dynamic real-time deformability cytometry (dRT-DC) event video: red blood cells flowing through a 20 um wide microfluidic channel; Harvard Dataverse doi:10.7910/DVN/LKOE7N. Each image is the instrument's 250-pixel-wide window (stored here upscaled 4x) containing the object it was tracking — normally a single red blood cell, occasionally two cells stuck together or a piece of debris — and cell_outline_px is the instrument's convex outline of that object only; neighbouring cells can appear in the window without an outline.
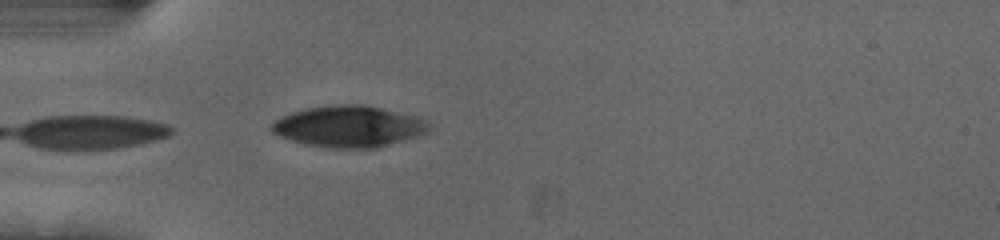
{"species": "human", "species_latin": "Homo sapiens", "temperature_condition": "cold", "stored_images_in_passage": 9, "camera_frame_rate_fps": 3000, "um_per_image_px": 0.085, "donor": {"sex": "female"}, "frame": {"image": 1, "passage_image": 1, "time_ms": 0.0, "image_size_px": [1000, 240], "cell_outline_px": [[432, 124], [424, 132], [416, 136], [376, 148], [328, 148], [308, 144], [292, 140], [280, 136], [272, 132], [268, 128], [280, 116], [304, 108], [332, 104], [364, 104], [420, 116], [428, 120]], "centroid_in_image_um": [29.65, 10.72], "position_along_channel_um": 55.3, "area_um2": 38.15}}
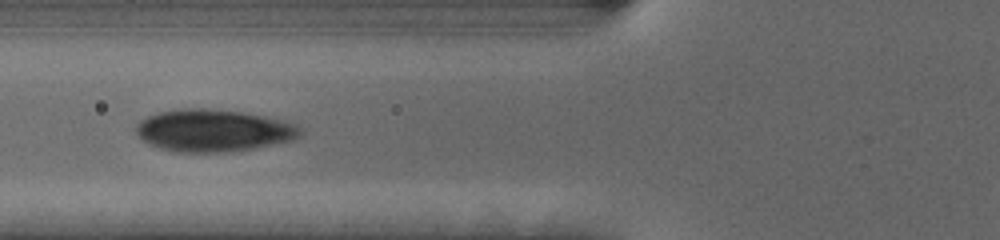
{"frame": {"image": 2, "passage_image": 6, "time_ms": 1.667, "image_size_px": [1000, 240], "cell_outline_px": [[304, 132], [296, 140], [252, 148], [228, 152], [176, 152], [160, 148], [144, 140], [136, 132], [136, 124], [140, 120], [156, 112], [180, 108], [204, 108], [240, 112], [288, 120], [304, 128]], "centroid_in_image_um": [18.21, 11.08], "position_along_channel_um": 107.6, "area_um2": 40.69}}